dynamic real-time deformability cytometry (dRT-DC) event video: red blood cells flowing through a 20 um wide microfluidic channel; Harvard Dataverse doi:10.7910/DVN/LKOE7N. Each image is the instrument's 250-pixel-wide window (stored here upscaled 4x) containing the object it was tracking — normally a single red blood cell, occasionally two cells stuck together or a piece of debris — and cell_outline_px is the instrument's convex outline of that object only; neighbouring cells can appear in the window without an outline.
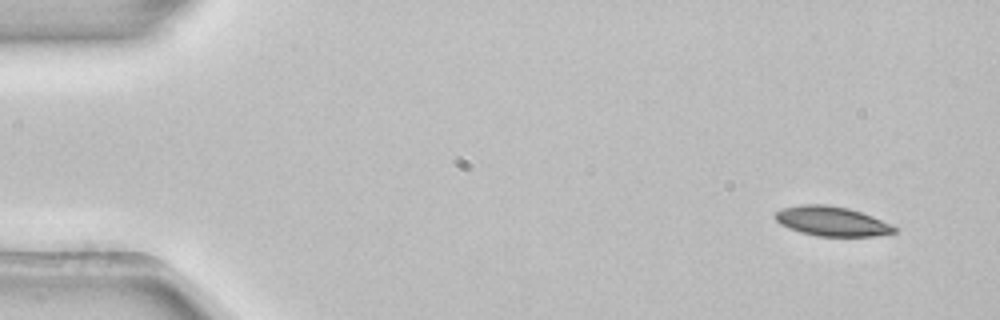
{"species": "common noctule bat (a hibernating species)", "species_latin": "Nyctalus noctula", "temperature_condition": "room temperature", "stored_images_in_passage": 4, "camera_frame_rate_fps": 3000, "um_per_image_px": 0.085, "animal": {"sex": "female", "body_mass_g": 22.7, "forearm_length_mm": 54.2}, "frame": {"image": 1, "passage_image": 1, "time_ms": 0.0, "image_size_px": [1000, 320], "cell_outline_px": [[900, 228], [896, 232], [872, 236], [816, 236], [800, 232], [788, 228], [780, 224], [776, 220], [776, 212], [784, 208], [800, 204], [824, 204], [848, 208], [872, 216], [892, 224]], "centroid_in_image_um": [70.73, 18.81], "position_along_channel_um": 14.3, "area_um2": 20.52}}
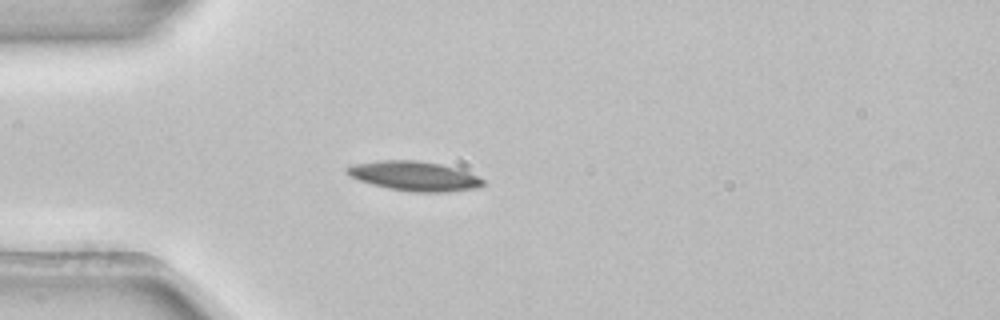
{"frame": {"image": 2, "passage_image": 4, "time_ms": 1.0, "image_size_px": [1000, 320], "cell_outline_px": [[484, 184], [480, 188], [448, 192], [412, 192], [388, 188], [372, 184], [360, 180], [344, 172], [344, 168], [352, 164], [380, 160], [416, 160], [440, 164], [456, 168], [468, 172], [484, 180]], "centroid_in_image_um": [35.22, 14.97], "position_along_channel_um": 49.8, "area_um2": 23.47}}